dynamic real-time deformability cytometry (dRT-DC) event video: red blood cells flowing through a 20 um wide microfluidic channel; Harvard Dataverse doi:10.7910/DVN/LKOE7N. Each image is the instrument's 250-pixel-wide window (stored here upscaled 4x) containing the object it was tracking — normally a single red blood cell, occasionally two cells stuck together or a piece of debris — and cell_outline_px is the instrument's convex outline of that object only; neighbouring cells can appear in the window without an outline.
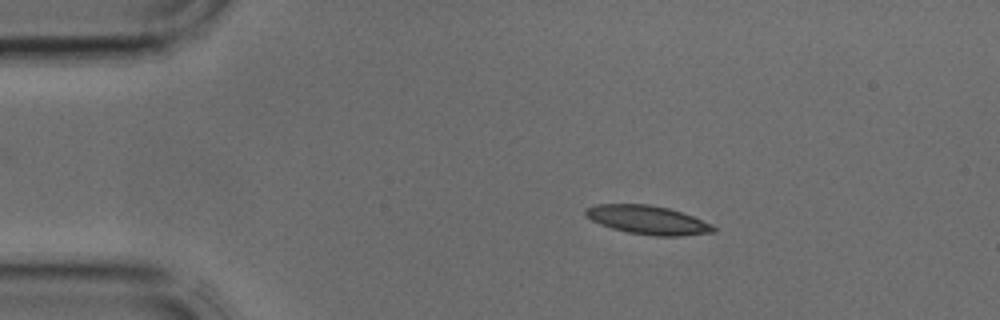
{"species": "common noctule bat (a hibernating species)", "species_latin": "Nyctalus noctula", "temperature_condition": "cold", "stored_images_in_passage": 2, "camera_frame_rate_fps": 3000, "um_per_image_px": 0.085, "animal": {"sex": "male", "body_mass_g": 17.9, "forearm_length_mm": 54.2}, "frame": {"image": 1, "passage_image": 1, "time_ms": 0.0, "image_size_px": [1000, 320], "cell_outline_px": [[716, 232], [680, 236], [656, 236], [628, 232], [612, 228], [600, 224], [592, 220], [584, 212], [584, 208], [596, 204], [648, 204], [668, 208], [692, 216], [712, 224], [716, 228]], "centroid_in_image_um": [55.06, 18.69], "position_along_channel_um": 29.9, "area_um2": 21.27}}